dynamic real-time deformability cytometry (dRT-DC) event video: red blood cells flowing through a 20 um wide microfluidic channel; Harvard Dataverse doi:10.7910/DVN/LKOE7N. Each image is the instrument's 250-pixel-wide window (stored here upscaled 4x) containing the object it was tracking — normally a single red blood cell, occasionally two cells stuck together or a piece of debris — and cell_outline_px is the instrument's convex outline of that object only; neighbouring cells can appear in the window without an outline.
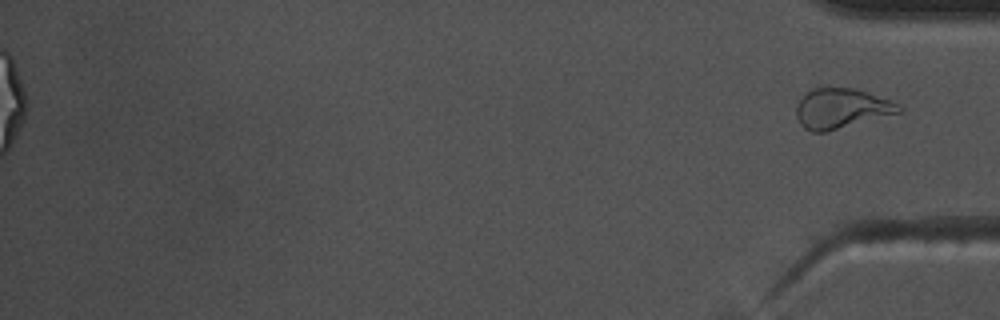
{"species": "common noctule bat (a hibernating species)", "species_latin": "Nyctalus noctula", "temperature_condition": "warm", "stored_images_in_passage": 44, "segment_of_instrument_passage": [2, 2], "camera_frame_rate_fps": 3000, "um_per_image_px": 0.085, "animal": {"sex": "male", "body_mass_g": 17.5, "forearm_length_mm": 52.3}, "frame": {"image": 1, "passage_image": 44, "time_ms": 14.333, "image_size_px": [1000, 320], "cell_outline_px": [[904, 112], [824, 132], [812, 132], [804, 128], [800, 124], [796, 116], [796, 104], [812, 88], [856, 88], [892, 100], [900, 104], [904, 108]], "centroid_in_image_um": [71.57, 9.22], "position_along_channel_um": 363.6, "area_um2": 24.1}}